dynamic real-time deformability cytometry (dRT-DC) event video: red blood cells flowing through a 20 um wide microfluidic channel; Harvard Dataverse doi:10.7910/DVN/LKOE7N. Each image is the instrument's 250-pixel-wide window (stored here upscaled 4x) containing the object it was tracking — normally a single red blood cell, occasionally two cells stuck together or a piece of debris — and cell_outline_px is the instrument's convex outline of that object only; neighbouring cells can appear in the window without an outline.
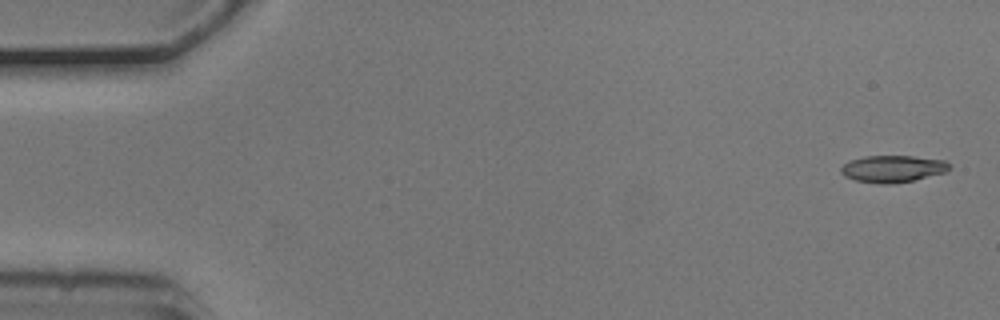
{"species": "common noctule bat (a hibernating species)", "species_latin": "Nyctalus noctula", "temperature_condition": "cold", "stored_images_in_passage": 5, "camera_frame_rate_fps": 3000, "um_per_image_px": 0.085, "animal": {"sex": "male", "body_mass_g": 20.5, "forearm_length_mm": 52.5}, "frame": {"image": 1, "passage_image": 1, "time_ms": 0.0, "image_size_px": [1000, 320], "cell_outline_px": [[952, 168], [944, 172], [896, 184], [876, 184], [856, 180], [844, 176], [840, 172], [840, 168], [848, 160], [864, 156], [912, 156], [944, 160]], "centroid_in_image_um": [75.83, 14.35], "position_along_channel_um": 9.2, "area_um2": 17.05}}
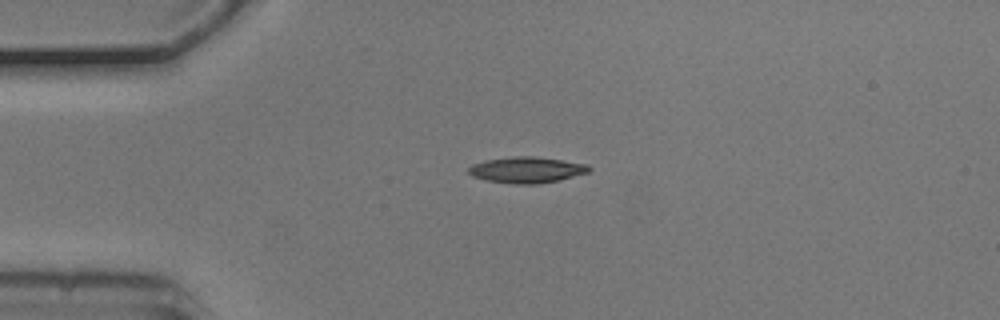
{"frame": {"image": 2, "passage_image": 4, "time_ms": 1.0, "image_size_px": [1000, 320], "cell_outline_px": [[592, 168], [588, 172], [560, 180], [536, 184], [516, 184], [488, 180], [472, 176], [468, 172], [468, 168], [472, 164], [484, 160], [512, 156], [532, 156], [588, 164]], "centroid_in_image_um": [44.76, 14.43], "position_along_channel_um": 40.2, "area_um2": 18.21}}